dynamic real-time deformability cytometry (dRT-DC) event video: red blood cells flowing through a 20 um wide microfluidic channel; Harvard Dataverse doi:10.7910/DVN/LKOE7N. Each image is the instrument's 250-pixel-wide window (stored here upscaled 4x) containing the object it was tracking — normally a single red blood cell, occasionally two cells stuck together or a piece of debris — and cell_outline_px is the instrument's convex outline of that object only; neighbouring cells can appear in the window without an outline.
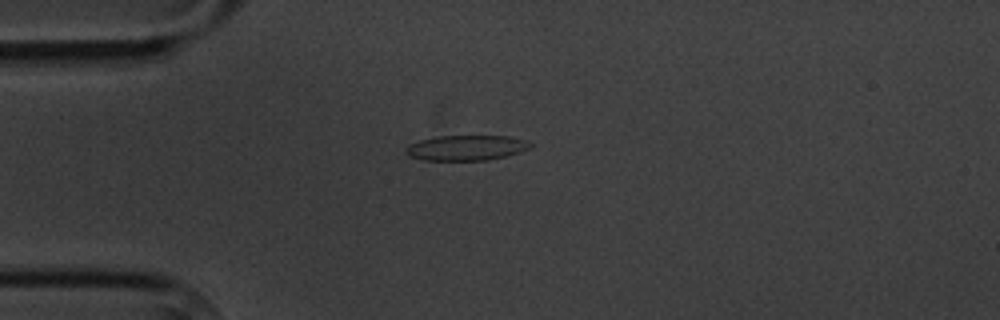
{"species": "common noctule bat (a hibernating species)", "species_latin": "Nyctalus noctula", "temperature_condition": "cold", "stored_images_in_passage": 9, "camera_frame_rate_fps": 3000, "um_per_image_px": 0.085, "animal": {"sex": "male", "body_mass_g": 20.1, "forearm_length_mm": 53.5}, "frame": {"image": 1, "passage_image": 3, "time_ms": 2.333, "image_size_px": [1000, 320], "cell_outline_px": [[532, 148], [508, 156], [488, 160], [424, 160], [408, 156], [404, 152], [404, 148], [408, 144], [420, 140], [436, 136], [508, 136], [528, 140], [532, 144]], "centroid_in_image_um": [39.64, 12.56], "position_along_channel_um": 45.4, "area_um2": 18.61}}
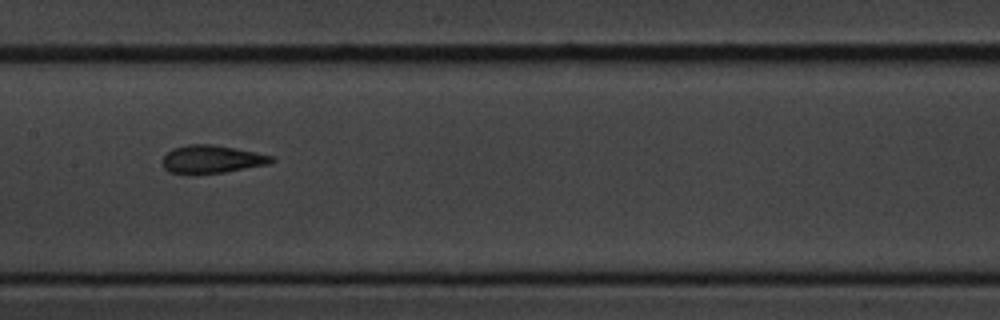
{"frame": {"image": 2, "passage_image": 7, "time_ms": 7.0, "image_size_px": [1000, 320], "cell_outline_px": [[276, 160], [268, 164], [224, 172], [168, 172], [164, 168], [164, 156], [172, 148], [188, 144], [212, 144], [256, 152], [272, 156]], "centroid_in_image_um": [18.03, 13.5], "position_along_channel_um": 189.4, "area_um2": 17.22}}
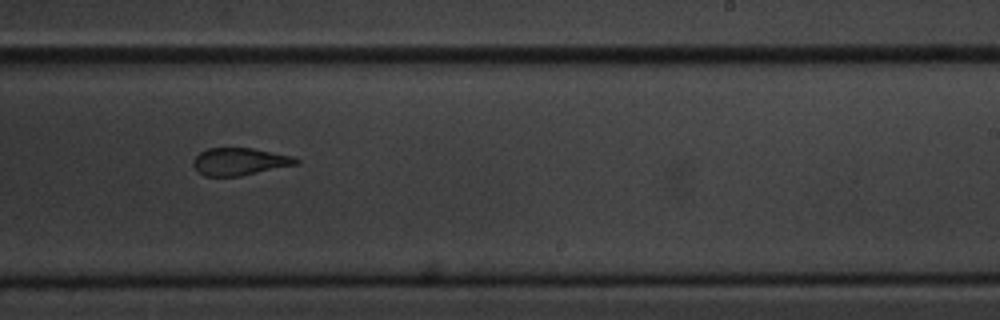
{"frame": {"image": 3, "passage_image": 9, "time_ms": 9.333, "image_size_px": [1000, 320], "cell_outline_px": [[300, 164], [240, 176], [204, 176], [192, 164], [192, 160], [200, 152], [208, 148], [252, 148], [292, 156], [300, 160]], "centroid_in_image_um": [20.39, 13.73], "position_along_channel_um": 268.6, "area_um2": 16.42}}